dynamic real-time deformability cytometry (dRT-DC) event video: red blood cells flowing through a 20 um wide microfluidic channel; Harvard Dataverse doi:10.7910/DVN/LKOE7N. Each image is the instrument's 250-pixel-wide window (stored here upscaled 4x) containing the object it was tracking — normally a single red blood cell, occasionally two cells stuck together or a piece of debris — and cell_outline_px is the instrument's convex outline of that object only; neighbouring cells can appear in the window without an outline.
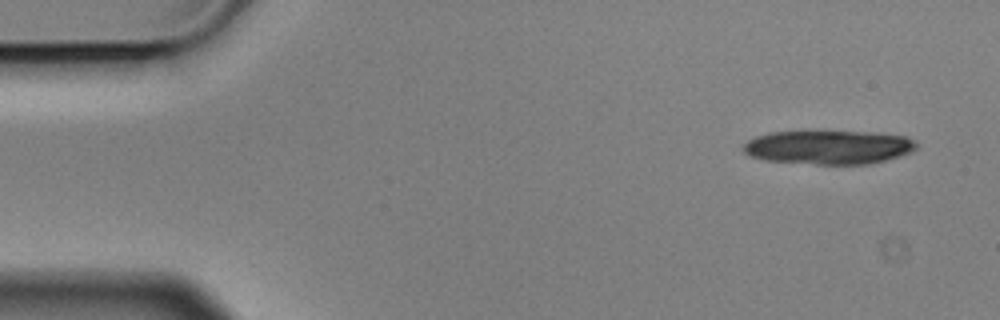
{"species": "Egyptian fruit bat (a non-hibernating species)", "species_latin": "Rousettus aegyptiacus", "temperature_condition": "cold", "stored_images_in_passage": 6, "camera_frame_rate_fps": 3000, "um_per_image_px": 0.085, "animal": {"sex": "male"}, "frame": {"image": 1, "passage_image": 1, "time_ms": 0.0, "image_size_px": [1000, 320], "cell_outline_px": [[916, 148], [912, 152], [900, 156], [868, 164], [816, 164], [764, 160], [752, 156], [744, 152], [744, 144], [748, 140], [756, 136], [772, 132], [872, 132], [908, 136], [916, 140]], "centroid_in_image_um": [70.48, 12.51], "position_along_channel_um": 14.5, "area_um2": 33.99}}
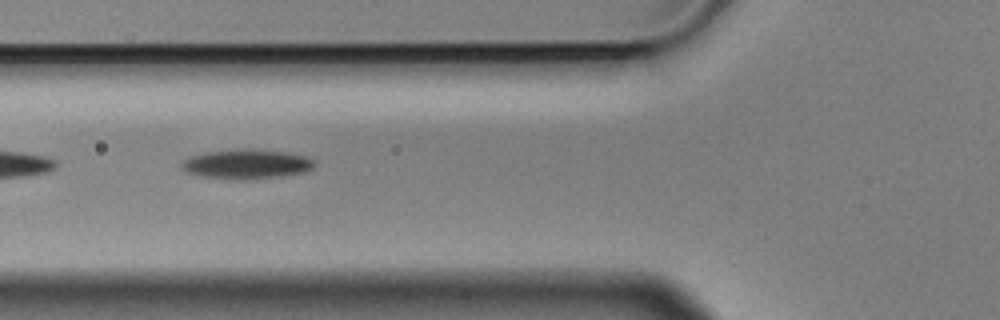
{"frame": {"image": 2, "passage_image": 6, "time_ms": 1.667, "image_size_px": [1000, 320], "cell_outline_px": [[316, 164], [312, 168], [304, 172], [280, 176], [248, 180], [240, 180], [204, 176], [184, 172], [180, 168], [180, 164], [184, 160], [192, 156], [208, 152], [240, 148], [252, 148], [288, 152], [304, 156], [316, 160]], "centroid_in_image_um": [20.97, 13.94], "position_along_channel_um": 104.8, "area_um2": 23.06}}